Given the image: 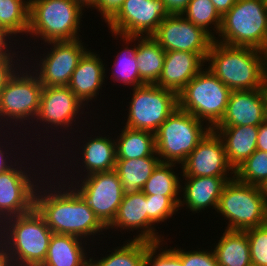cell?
I'll return each mask as SVG.
<instances>
[{
    "label": "cell",
    "instance_id": "obj_38",
    "mask_svg": "<svg viewBox=\"0 0 267 266\" xmlns=\"http://www.w3.org/2000/svg\"><path fill=\"white\" fill-rule=\"evenodd\" d=\"M162 242H154L148 246L145 266H183L180 257L171 249L164 250ZM162 245V246H161ZM162 247V248H160ZM157 250L160 251L157 253Z\"/></svg>",
    "mask_w": 267,
    "mask_h": 266
},
{
    "label": "cell",
    "instance_id": "obj_10",
    "mask_svg": "<svg viewBox=\"0 0 267 266\" xmlns=\"http://www.w3.org/2000/svg\"><path fill=\"white\" fill-rule=\"evenodd\" d=\"M125 127L155 133L178 108V94L156 84L135 87Z\"/></svg>",
    "mask_w": 267,
    "mask_h": 266
},
{
    "label": "cell",
    "instance_id": "obj_3",
    "mask_svg": "<svg viewBox=\"0 0 267 266\" xmlns=\"http://www.w3.org/2000/svg\"><path fill=\"white\" fill-rule=\"evenodd\" d=\"M52 235L35 208L5 219L0 227V242L7 248L14 266H41Z\"/></svg>",
    "mask_w": 267,
    "mask_h": 266
},
{
    "label": "cell",
    "instance_id": "obj_42",
    "mask_svg": "<svg viewBox=\"0 0 267 266\" xmlns=\"http://www.w3.org/2000/svg\"><path fill=\"white\" fill-rule=\"evenodd\" d=\"M1 130L2 129H0V137L2 136L3 137V135L1 134ZM2 144V142L0 141V174L1 173H4V172H6L7 170H9V169H11L14 165H15V163H18V159L20 158V157H18L17 158V160H15V162H12V160H10V157H9V155L11 156V154L13 155V153H11V152H9V150L8 149H6L4 146H2L1 145ZM4 149H2V148ZM10 153V154H9ZM7 154H9V155H7ZM6 155V156H5ZM9 161V162H8ZM11 161V162H10ZM9 163V164H8ZM13 163V164H12Z\"/></svg>",
    "mask_w": 267,
    "mask_h": 266
},
{
    "label": "cell",
    "instance_id": "obj_15",
    "mask_svg": "<svg viewBox=\"0 0 267 266\" xmlns=\"http://www.w3.org/2000/svg\"><path fill=\"white\" fill-rule=\"evenodd\" d=\"M164 51L197 53L204 61L214 39L201 27L181 14H171L159 24L151 36Z\"/></svg>",
    "mask_w": 267,
    "mask_h": 266
},
{
    "label": "cell",
    "instance_id": "obj_45",
    "mask_svg": "<svg viewBox=\"0 0 267 266\" xmlns=\"http://www.w3.org/2000/svg\"><path fill=\"white\" fill-rule=\"evenodd\" d=\"M218 13L223 16L236 3L237 0H211Z\"/></svg>",
    "mask_w": 267,
    "mask_h": 266
},
{
    "label": "cell",
    "instance_id": "obj_9",
    "mask_svg": "<svg viewBox=\"0 0 267 266\" xmlns=\"http://www.w3.org/2000/svg\"><path fill=\"white\" fill-rule=\"evenodd\" d=\"M28 69L29 66L27 67L26 64L22 68H18L0 92V122H2L0 126L2 130L4 126L7 128L14 125L13 127L16 128L26 121L30 125L36 119L43 86L38 77ZM11 122L14 124L11 125Z\"/></svg>",
    "mask_w": 267,
    "mask_h": 266
},
{
    "label": "cell",
    "instance_id": "obj_35",
    "mask_svg": "<svg viewBox=\"0 0 267 266\" xmlns=\"http://www.w3.org/2000/svg\"><path fill=\"white\" fill-rule=\"evenodd\" d=\"M234 177L243 183L261 187L267 180V152L256 150L234 170Z\"/></svg>",
    "mask_w": 267,
    "mask_h": 266
},
{
    "label": "cell",
    "instance_id": "obj_13",
    "mask_svg": "<svg viewBox=\"0 0 267 266\" xmlns=\"http://www.w3.org/2000/svg\"><path fill=\"white\" fill-rule=\"evenodd\" d=\"M50 51L40 61H35L30 69L38 77L43 87L68 86L80 58L87 51L80 39L73 41H50ZM38 62V63H37ZM38 66V67H37ZM37 68V69H36ZM39 71V72H38Z\"/></svg>",
    "mask_w": 267,
    "mask_h": 266
},
{
    "label": "cell",
    "instance_id": "obj_27",
    "mask_svg": "<svg viewBox=\"0 0 267 266\" xmlns=\"http://www.w3.org/2000/svg\"><path fill=\"white\" fill-rule=\"evenodd\" d=\"M213 251L219 266H252L249 240L245 231L225 229Z\"/></svg>",
    "mask_w": 267,
    "mask_h": 266
},
{
    "label": "cell",
    "instance_id": "obj_23",
    "mask_svg": "<svg viewBox=\"0 0 267 266\" xmlns=\"http://www.w3.org/2000/svg\"><path fill=\"white\" fill-rule=\"evenodd\" d=\"M259 126H215L222 138L229 165L235 170L257 150Z\"/></svg>",
    "mask_w": 267,
    "mask_h": 266
},
{
    "label": "cell",
    "instance_id": "obj_4",
    "mask_svg": "<svg viewBox=\"0 0 267 266\" xmlns=\"http://www.w3.org/2000/svg\"><path fill=\"white\" fill-rule=\"evenodd\" d=\"M82 10L73 0H30L28 33L43 44L80 39Z\"/></svg>",
    "mask_w": 267,
    "mask_h": 266
},
{
    "label": "cell",
    "instance_id": "obj_25",
    "mask_svg": "<svg viewBox=\"0 0 267 266\" xmlns=\"http://www.w3.org/2000/svg\"><path fill=\"white\" fill-rule=\"evenodd\" d=\"M86 242L72 235L53 233L46 259L41 266H89Z\"/></svg>",
    "mask_w": 267,
    "mask_h": 266
},
{
    "label": "cell",
    "instance_id": "obj_30",
    "mask_svg": "<svg viewBox=\"0 0 267 266\" xmlns=\"http://www.w3.org/2000/svg\"><path fill=\"white\" fill-rule=\"evenodd\" d=\"M150 244L151 242L142 240H128L98 261L89 257V266H145V256Z\"/></svg>",
    "mask_w": 267,
    "mask_h": 266
},
{
    "label": "cell",
    "instance_id": "obj_21",
    "mask_svg": "<svg viewBox=\"0 0 267 266\" xmlns=\"http://www.w3.org/2000/svg\"><path fill=\"white\" fill-rule=\"evenodd\" d=\"M205 61L197 54L186 51H165L159 87L179 93L203 68Z\"/></svg>",
    "mask_w": 267,
    "mask_h": 266
},
{
    "label": "cell",
    "instance_id": "obj_19",
    "mask_svg": "<svg viewBox=\"0 0 267 266\" xmlns=\"http://www.w3.org/2000/svg\"><path fill=\"white\" fill-rule=\"evenodd\" d=\"M266 119L267 106L263 88L232 91L225 114L216 126H259Z\"/></svg>",
    "mask_w": 267,
    "mask_h": 266
},
{
    "label": "cell",
    "instance_id": "obj_34",
    "mask_svg": "<svg viewBox=\"0 0 267 266\" xmlns=\"http://www.w3.org/2000/svg\"><path fill=\"white\" fill-rule=\"evenodd\" d=\"M134 45L129 48V45L125 46L123 50H120L117 56H114L116 57L114 65L112 66V68L114 67L112 69V75L114 77H111L113 81L122 82L124 85L133 86V88L142 86V79L139 75L138 63L136 60L138 42L137 44L134 43Z\"/></svg>",
    "mask_w": 267,
    "mask_h": 266
},
{
    "label": "cell",
    "instance_id": "obj_28",
    "mask_svg": "<svg viewBox=\"0 0 267 266\" xmlns=\"http://www.w3.org/2000/svg\"><path fill=\"white\" fill-rule=\"evenodd\" d=\"M160 162L159 157L116 160L115 171L124 195L139 193Z\"/></svg>",
    "mask_w": 267,
    "mask_h": 266
},
{
    "label": "cell",
    "instance_id": "obj_50",
    "mask_svg": "<svg viewBox=\"0 0 267 266\" xmlns=\"http://www.w3.org/2000/svg\"><path fill=\"white\" fill-rule=\"evenodd\" d=\"M260 188H261L265 203L267 205V180L264 182V184Z\"/></svg>",
    "mask_w": 267,
    "mask_h": 266
},
{
    "label": "cell",
    "instance_id": "obj_41",
    "mask_svg": "<svg viewBox=\"0 0 267 266\" xmlns=\"http://www.w3.org/2000/svg\"><path fill=\"white\" fill-rule=\"evenodd\" d=\"M125 0H98L94 7L101 13V18L107 23L120 9Z\"/></svg>",
    "mask_w": 267,
    "mask_h": 266
},
{
    "label": "cell",
    "instance_id": "obj_36",
    "mask_svg": "<svg viewBox=\"0 0 267 266\" xmlns=\"http://www.w3.org/2000/svg\"><path fill=\"white\" fill-rule=\"evenodd\" d=\"M181 197L146 195L148 218L154 223L165 222L179 210Z\"/></svg>",
    "mask_w": 267,
    "mask_h": 266
},
{
    "label": "cell",
    "instance_id": "obj_24",
    "mask_svg": "<svg viewBox=\"0 0 267 266\" xmlns=\"http://www.w3.org/2000/svg\"><path fill=\"white\" fill-rule=\"evenodd\" d=\"M112 35L114 38L120 37L123 42L126 41L125 45L138 41L136 60L142 85L157 84L165 60V51L162 47L151 36L131 37L115 33Z\"/></svg>",
    "mask_w": 267,
    "mask_h": 266
},
{
    "label": "cell",
    "instance_id": "obj_48",
    "mask_svg": "<svg viewBox=\"0 0 267 266\" xmlns=\"http://www.w3.org/2000/svg\"><path fill=\"white\" fill-rule=\"evenodd\" d=\"M259 52L262 56V60H263V64H264V69L267 73V32H266V36L264 39V42L262 44V46L259 49Z\"/></svg>",
    "mask_w": 267,
    "mask_h": 266
},
{
    "label": "cell",
    "instance_id": "obj_12",
    "mask_svg": "<svg viewBox=\"0 0 267 266\" xmlns=\"http://www.w3.org/2000/svg\"><path fill=\"white\" fill-rule=\"evenodd\" d=\"M171 12L163 0H125L117 13L106 23L111 33L131 36H152Z\"/></svg>",
    "mask_w": 267,
    "mask_h": 266
},
{
    "label": "cell",
    "instance_id": "obj_47",
    "mask_svg": "<svg viewBox=\"0 0 267 266\" xmlns=\"http://www.w3.org/2000/svg\"><path fill=\"white\" fill-rule=\"evenodd\" d=\"M0 266H14L7 248L0 242Z\"/></svg>",
    "mask_w": 267,
    "mask_h": 266
},
{
    "label": "cell",
    "instance_id": "obj_7",
    "mask_svg": "<svg viewBox=\"0 0 267 266\" xmlns=\"http://www.w3.org/2000/svg\"><path fill=\"white\" fill-rule=\"evenodd\" d=\"M204 123L177 108L154 133L156 154L160 161L182 164L211 130Z\"/></svg>",
    "mask_w": 267,
    "mask_h": 266
},
{
    "label": "cell",
    "instance_id": "obj_43",
    "mask_svg": "<svg viewBox=\"0 0 267 266\" xmlns=\"http://www.w3.org/2000/svg\"><path fill=\"white\" fill-rule=\"evenodd\" d=\"M257 150L267 152V119L258 128Z\"/></svg>",
    "mask_w": 267,
    "mask_h": 266
},
{
    "label": "cell",
    "instance_id": "obj_6",
    "mask_svg": "<svg viewBox=\"0 0 267 266\" xmlns=\"http://www.w3.org/2000/svg\"><path fill=\"white\" fill-rule=\"evenodd\" d=\"M231 92L211 71L204 68L178 93V108L206 122L213 129L225 114Z\"/></svg>",
    "mask_w": 267,
    "mask_h": 266
},
{
    "label": "cell",
    "instance_id": "obj_26",
    "mask_svg": "<svg viewBox=\"0 0 267 266\" xmlns=\"http://www.w3.org/2000/svg\"><path fill=\"white\" fill-rule=\"evenodd\" d=\"M98 135L99 136H94L93 138L92 136L87 137L86 139L89 138L87 142L85 140L83 142V147H79L82 149V153H80V157L81 155L82 157L79 158V161L80 159L81 162L83 161L81 163L84 166L83 172H86L84 175L80 174V177L115 170L117 160L115 140H112V137H103L101 134Z\"/></svg>",
    "mask_w": 267,
    "mask_h": 266
},
{
    "label": "cell",
    "instance_id": "obj_33",
    "mask_svg": "<svg viewBox=\"0 0 267 266\" xmlns=\"http://www.w3.org/2000/svg\"><path fill=\"white\" fill-rule=\"evenodd\" d=\"M181 15L195 26L201 27L213 39H215V35L219 33L222 16L218 13L211 0H190ZM211 24L214 25V28H212ZM208 26L212 28L214 32H212Z\"/></svg>",
    "mask_w": 267,
    "mask_h": 266
},
{
    "label": "cell",
    "instance_id": "obj_2",
    "mask_svg": "<svg viewBox=\"0 0 267 266\" xmlns=\"http://www.w3.org/2000/svg\"><path fill=\"white\" fill-rule=\"evenodd\" d=\"M231 91L254 90L264 87L267 73L259 49L229 46L213 41L205 64Z\"/></svg>",
    "mask_w": 267,
    "mask_h": 266
},
{
    "label": "cell",
    "instance_id": "obj_31",
    "mask_svg": "<svg viewBox=\"0 0 267 266\" xmlns=\"http://www.w3.org/2000/svg\"><path fill=\"white\" fill-rule=\"evenodd\" d=\"M29 12L30 0H0V29L11 39L19 33L28 36Z\"/></svg>",
    "mask_w": 267,
    "mask_h": 266
},
{
    "label": "cell",
    "instance_id": "obj_8",
    "mask_svg": "<svg viewBox=\"0 0 267 266\" xmlns=\"http://www.w3.org/2000/svg\"><path fill=\"white\" fill-rule=\"evenodd\" d=\"M267 32L265 0H237L222 16L215 41L229 46L260 49Z\"/></svg>",
    "mask_w": 267,
    "mask_h": 266
},
{
    "label": "cell",
    "instance_id": "obj_14",
    "mask_svg": "<svg viewBox=\"0 0 267 266\" xmlns=\"http://www.w3.org/2000/svg\"><path fill=\"white\" fill-rule=\"evenodd\" d=\"M19 160L18 164L15 163L11 169L0 174V223L7 218L28 213L34 208L35 192L39 185L37 181L40 182L41 177H32L36 176L32 173L35 168L23 167L22 164L25 165L27 161Z\"/></svg>",
    "mask_w": 267,
    "mask_h": 266
},
{
    "label": "cell",
    "instance_id": "obj_11",
    "mask_svg": "<svg viewBox=\"0 0 267 266\" xmlns=\"http://www.w3.org/2000/svg\"><path fill=\"white\" fill-rule=\"evenodd\" d=\"M70 177L72 181L70 186L82 196L99 220L107 227L115 218L124 197L117 172L112 170L90 174L84 178L79 177L82 180ZM80 180L81 184H79Z\"/></svg>",
    "mask_w": 267,
    "mask_h": 266
},
{
    "label": "cell",
    "instance_id": "obj_40",
    "mask_svg": "<svg viewBox=\"0 0 267 266\" xmlns=\"http://www.w3.org/2000/svg\"><path fill=\"white\" fill-rule=\"evenodd\" d=\"M16 55L17 54H0V92L4 89L7 81L18 70L17 68L25 64V60H22V64L18 62L20 61L18 58L19 55ZM13 57L17 59L15 60Z\"/></svg>",
    "mask_w": 267,
    "mask_h": 266
},
{
    "label": "cell",
    "instance_id": "obj_5",
    "mask_svg": "<svg viewBox=\"0 0 267 266\" xmlns=\"http://www.w3.org/2000/svg\"><path fill=\"white\" fill-rule=\"evenodd\" d=\"M216 211L228 220L226 230L246 231L267 223V205L261 188L235 177L224 185Z\"/></svg>",
    "mask_w": 267,
    "mask_h": 266
},
{
    "label": "cell",
    "instance_id": "obj_18",
    "mask_svg": "<svg viewBox=\"0 0 267 266\" xmlns=\"http://www.w3.org/2000/svg\"><path fill=\"white\" fill-rule=\"evenodd\" d=\"M156 225L148 218V207L146 203V194L139 193L124 195L122 202L118 207L113 221L107 226V229L118 230H138L139 233L133 240H142L147 242H162L165 239L156 232ZM118 228V229H117ZM141 230V231H140Z\"/></svg>",
    "mask_w": 267,
    "mask_h": 266
},
{
    "label": "cell",
    "instance_id": "obj_32",
    "mask_svg": "<svg viewBox=\"0 0 267 266\" xmlns=\"http://www.w3.org/2000/svg\"><path fill=\"white\" fill-rule=\"evenodd\" d=\"M176 163L160 162L146 181L142 192L146 195L179 197L181 194V177L175 174Z\"/></svg>",
    "mask_w": 267,
    "mask_h": 266
},
{
    "label": "cell",
    "instance_id": "obj_51",
    "mask_svg": "<svg viewBox=\"0 0 267 266\" xmlns=\"http://www.w3.org/2000/svg\"><path fill=\"white\" fill-rule=\"evenodd\" d=\"M263 91H264L265 96H266V106H267V78H266L265 83H264Z\"/></svg>",
    "mask_w": 267,
    "mask_h": 266
},
{
    "label": "cell",
    "instance_id": "obj_1",
    "mask_svg": "<svg viewBox=\"0 0 267 266\" xmlns=\"http://www.w3.org/2000/svg\"><path fill=\"white\" fill-rule=\"evenodd\" d=\"M65 178L63 182L66 184L60 182L61 179L56 181L58 187L51 184V180L54 179L51 178L48 185V180L41 178L42 184L41 181L39 183L44 186L42 188L38 185L36 188L34 208L43 217L47 226L53 233L72 235L81 239H88L91 235L93 238L96 234L100 235L104 233L103 231H107V227L82 196L72 186L70 187V181L68 183L66 181L67 177ZM43 181L48 186L47 189Z\"/></svg>",
    "mask_w": 267,
    "mask_h": 266
},
{
    "label": "cell",
    "instance_id": "obj_49",
    "mask_svg": "<svg viewBox=\"0 0 267 266\" xmlns=\"http://www.w3.org/2000/svg\"><path fill=\"white\" fill-rule=\"evenodd\" d=\"M75 3L79 4L83 9L84 8H93L97 5L98 0H73Z\"/></svg>",
    "mask_w": 267,
    "mask_h": 266
},
{
    "label": "cell",
    "instance_id": "obj_29",
    "mask_svg": "<svg viewBox=\"0 0 267 266\" xmlns=\"http://www.w3.org/2000/svg\"><path fill=\"white\" fill-rule=\"evenodd\" d=\"M119 135L117 139L114 138L117 160L158 157L154 133L124 126Z\"/></svg>",
    "mask_w": 267,
    "mask_h": 266
},
{
    "label": "cell",
    "instance_id": "obj_46",
    "mask_svg": "<svg viewBox=\"0 0 267 266\" xmlns=\"http://www.w3.org/2000/svg\"><path fill=\"white\" fill-rule=\"evenodd\" d=\"M7 38L9 41L7 40ZM9 38L10 37L0 29V54H17L15 51L12 50L13 46H10L11 45L10 44L11 39H9Z\"/></svg>",
    "mask_w": 267,
    "mask_h": 266
},
{
    "label": "cell",
    "instance_id": "obj_37",
    "mask_svg": "<svg viewBox=\"0 0 267 266\" xmlns=\"http://www.w3.org/2000/svg\"><path fill=\"white\" fill-rule=\"evenodd\" d=\"M245 232L249 240L252 266H267V223Z\"/></svg>",
    "mask_w": 267,
    "mask_h": 266
},
{
    "label": "cell",
    "instance_id": "obj_22",
    "mask_svg": "<svg viewBox=\"0 0 267 266\" xmlns=\"http://www.w3.org/2000/svg\"><path fill=\"white\" fill-rule=\"evenodd\" d=\"M182 178H185V185H181L183 194L180 197L183 200H180L179 207L185 204L193 213L202 212L207 207L216 210L224 185L233 179L210 176Z\"/></svg>",
    "mask_w": 267,
    "mask_h": 266
},
{
    "label": "cell",
    "instance_id": "obj_20",
    "mask_svg": "<svg viewBox=\"0 0 267 266\" xmlns=\"http://www.w3.org/2000/svg\"><path fill=\"white\" fill-rule=\"evenodd\" d=\"M105 64L100 55L92 50H87L80 58L75 68L69 89L82 102L83 106L99 95L102 85L105 84Z\"/></svg>",
    "mask_w": 267,
    "mask_h": 266
},
{
    "label": "cell",
    "instance_id": "obj_39",
    "mask_svg": "<svg viewBox=\"0 0 267 266\" xmlns=\"http://www.w3.org/2000/svg\"><path fill=\"white\" fill-rule=\"evenodd\" d=\"M181 259L183 266H219L213 249L208 250H189L171 248Z\"/></svg>",
    "mask_w": 267,
    "mask_h": 266
},
{
    "label": "cell",
    "instance_id": "obj_44",
    "mask_svg": "<svg viewBox=\"0 0 267 266\" xmlns=\"http://www.w3.org/2000/svg\"><path fill=\"white\" fill-rule=\"evenodd\" d=\"M171 14H181L190 0H163Z\"/></svg>",
    "mask_w": 267,
    "mask_h": 266
},
{
    "label": "cell",
    "instance_id": "obj_16",
    "mask_svg": "<svg viewBox=\"0 0 267 266\" xmlns=\"http://www.w3.org/2000/svg\"><path fill=\"white\" fill-rule=\"evenodd\" d=\"M181 169L182 177L234 178V169L228 163L222 138L213 129L188 155Z\"/></svg>",
    "mask_w": 267,
    "mask_h": 266
},
{
    "label": "cell",
    "instance_id": "obj_17",
    "mask_svg": "<svg viewBox=\"0 0 267 266\" xmlns=\"http://www.w3.org/2000/svg\"><path fill=\"white\" fill-rule=\"evenodd\" d=\"M82 105V102L68 86L43 87L40 107L34 123L36 121L37 124L38 122L42 123V128L46 126V129L49 130L51 128L55 132L59 128L62 130L61 132H63L64 128V131L68 128L72 130V124L78 121L76 119H80L79 115H82L81 113L85 110Z\"/></svg>",
    "mask_w": 267,
    "mask_h": 266
}]
</instances>
